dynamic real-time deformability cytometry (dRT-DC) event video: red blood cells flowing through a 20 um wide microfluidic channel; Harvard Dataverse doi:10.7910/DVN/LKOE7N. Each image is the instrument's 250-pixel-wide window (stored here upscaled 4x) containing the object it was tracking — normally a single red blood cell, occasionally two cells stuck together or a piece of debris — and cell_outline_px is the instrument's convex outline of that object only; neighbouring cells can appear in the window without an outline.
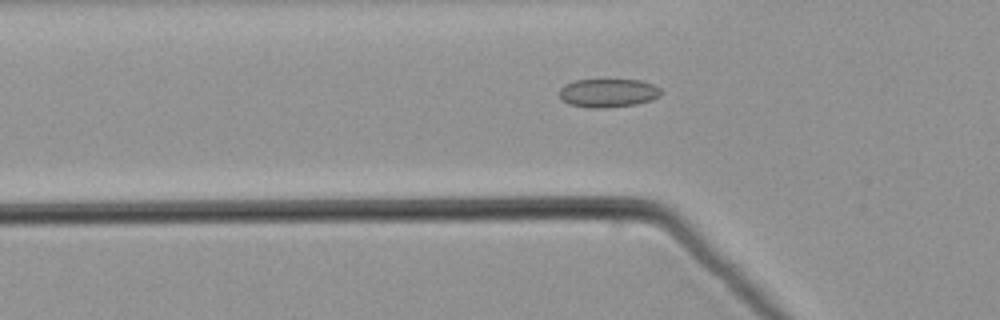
{"species": "common noctule bat (a hibernating species)", "species_latin": "Nyctalus noctula", "temperature_condition": "warm", "stored_images_in_passage": 45, "camera_frame_rate_fps": 3000, "um_per_image_px": 0.085, "animal": {"sex": "male", "body_mass_g": 21.5, "forearm_length_mm": 52.0}, "frame": {"image": 1, "passage_image": 10, "time_ms": 3.0, "image_size_px": [1000, 320], "cell_outline_px": [[664, 92], [660, 96], [652, 100], [636, 104], [608, 108], [592, 108], [568, 104], [560, 100], [560, 88], [564, 84], [576, 80], [640, 80], [652, 84], [660, 88]], "centroid_in_image_um": [51.7, 7.91], "position_along_channel_um": 74.1, "area_um2": 17.11}}
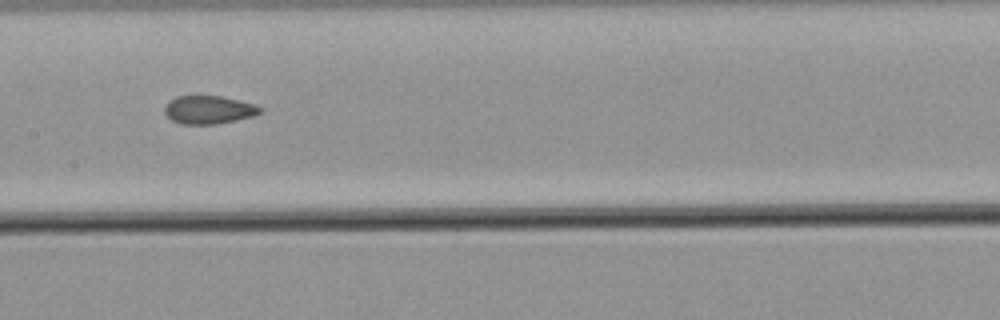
{"frame": {"image": 2, "passage_image": 19, "time_ms": 6.0, "image_size_px": [1000, 320], "cell_outline_px": [[264, 108], [260, 112], [252, 116], [236, 120], [216, 124], [180, 124], [172, 120], [164, 112], [164, 108], [168, 100], [176, 96], [220, 96], [240, 100], [256, 104]], "centroid_in_image_um": [17.74, 9.32], "position_along_channel_um": 189.7, "area_um2": 15.78}}
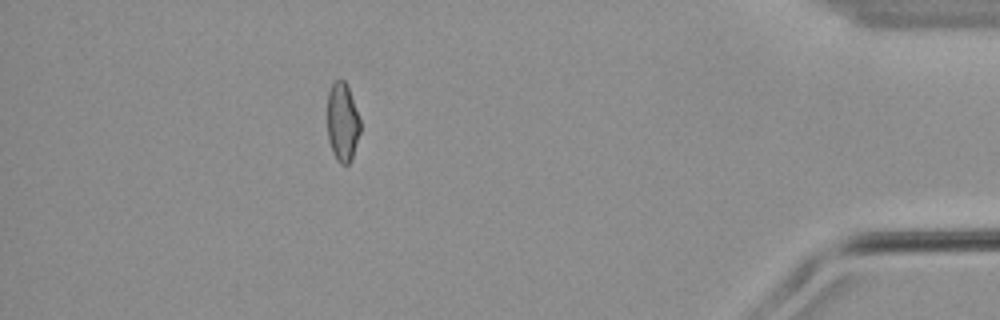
{"frame": {"image": 3, "passage_image": 40, "time_ms": 13.0, "image_size_px": [1000, 320], "cell_outline_px": [[360, 132], [352, 156], [348, 164], [340, 164], [336, 160], [332, 152], [328, 140], [328, 92], [332, 84], [336, 80], [344, 80], [348, 88], [360, 120]], "centroid_in_image_um": [29.09, 10.41], "position_along_channel_um": 406.1, "area_um2": 14.85}}